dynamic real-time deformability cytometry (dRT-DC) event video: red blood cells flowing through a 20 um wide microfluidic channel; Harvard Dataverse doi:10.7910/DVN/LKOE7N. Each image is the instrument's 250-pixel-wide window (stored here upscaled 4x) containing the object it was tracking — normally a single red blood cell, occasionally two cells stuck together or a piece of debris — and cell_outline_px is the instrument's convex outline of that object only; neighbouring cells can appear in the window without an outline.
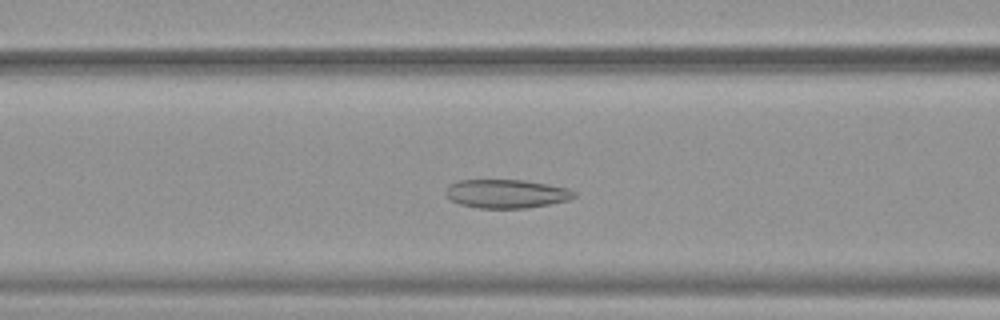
{"species": "common noctule bat (a hibernating species)", "species_latin": "Nyctalus noctula", "temperature_condition": "warm", "stored_images_in_passage": 48, "camera_frame_rate_fps": 3000, "um_per_image_px": 0.085, "animal": {"sex": "female", "body_mass_g": 19.9}, "frame": {"image": 1, "passage_image": 17, "time_ms": 5.333, "image_size_px": [1000, 320], "cell_outline_px": [[576, 196], [568, 200], [528, 208], [480, 208], [460, 204], [452, 200], [444, 192], [448, 184], [456, 180], [524, 180], [548, 184], [568, 188], [576, 192]], "centroid_in_image_um": [43.03, 16.46], "position_along_channel_um": 123.6, "area_um2": 21.5}}
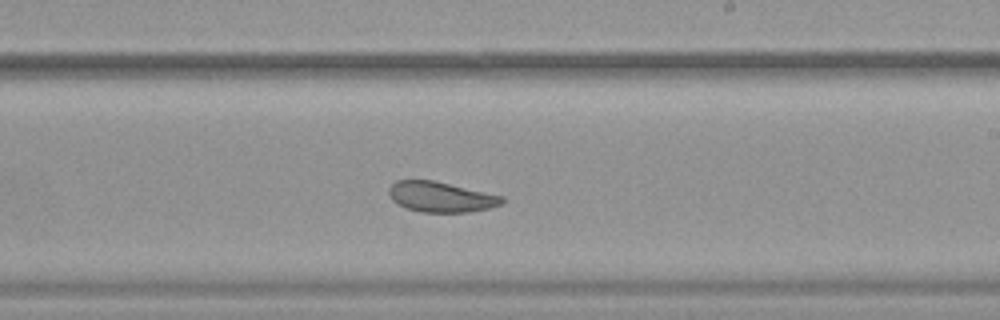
{"frame": {"image": 2, "passage_image": 27, "time_ms": 8.667, "image_size_px": [1000, 320], "cell_outline_px": [[504, 200], [500, 204], [488, 208], [468, 212], [420, 212], [404, 208], [396, 204], [388, 196], [388, 188], [396, 180], [432, 180], [504, 196]], "centroid_in_image_um": [37.41, 16.74], "position_along_channel_um": 251.6, "area_um2": 20.06}}
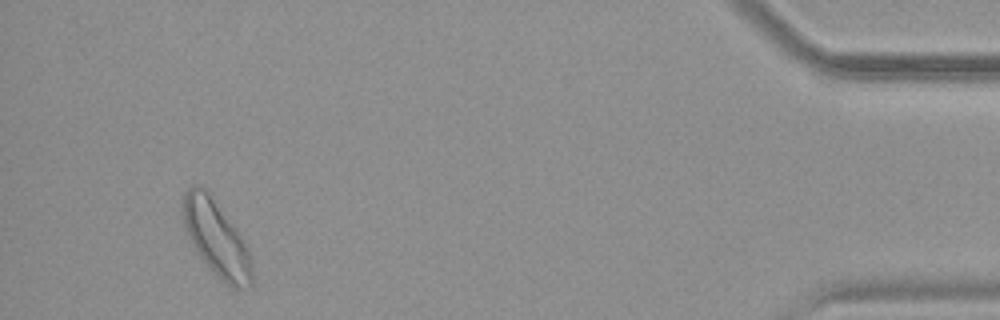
{"frame": {"image": 3, "passage_image": 45, "time_ms": 14.667, "image_size_px": [1000, 320], "cell_outline_px": [[252, 284], [236, 288], [232, 288], [200, 256], [192, 244], [184, 228], [184, 192], [192, 184], [196, 184], [208, 188], [236, 228], [248, 248], [252, 268]], "centroid_in_image_um": [18.38, 20.16], "position_along_channel_um": 416.8, "area_um2": 29.88}, "authors_computed_cell_mechanics": {"area_um2": 24.3338, "velocity_mm_per_s": 3.8563, "shape_relaxation_time_tau1_ms": null, "shape_relaxation_time_tau2_ms": 2.6229, "deformation_change_tau1": null, "deformation_change_tau2": 0.0762}}